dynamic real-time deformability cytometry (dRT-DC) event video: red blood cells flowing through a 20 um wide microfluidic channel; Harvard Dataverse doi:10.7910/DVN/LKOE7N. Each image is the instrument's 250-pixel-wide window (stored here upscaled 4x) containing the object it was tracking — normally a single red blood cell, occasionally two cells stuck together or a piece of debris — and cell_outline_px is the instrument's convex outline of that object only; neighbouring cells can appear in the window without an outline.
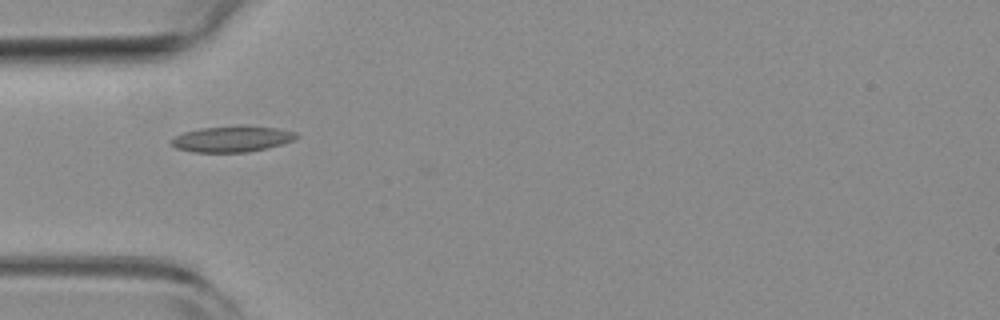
{"species": "common noctule bat (a hibernating species)", "species_latin": "Nyctalus noctula", "temperature_condition": "room temperature", "stored_images_in_passage": 38, "camera_frame_rate_fps": 3000, "um_per_image_px": 0.085, "animal": {"sex": "female", "body_mass_g": 19.3, "forearm_length_mm": 54.1}, "frame": {"image": 1, "passage_image": 1, "time_ms": 0.0, "image_size_px": [1000, 320], "cell_outline_px": [[300, 136], [292, 140], [268, 148], [248, 152], [196, 152], [176, 148], [168, 140], [184, 132], [200, 128], [236, 124], [244, 124], [276, 128], [296, 132]], "centroid_in_image_um": [19.73, 11.78], "position_along_channel_um": 65.3, "area_um2": 19.25}}
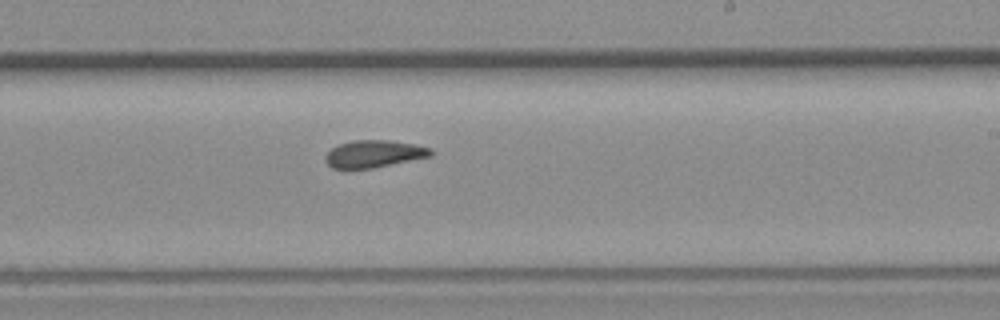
{"frame": {"image": 2, "passage_image": 16, "time_ms": 5.0, "image_size_px": [1000, 320], "cell_outline_px": [[432, 156], [372, 168], [332, 168], [324, 160], [324, 156], [332, 148], [340, 144], [352, 140], [388, 140], [412, 144], [432, 148]], "centroid_in_image_um": [31.78, 13.07], "position_along_channel_um": 257.2, "area_um2": 16.59}}
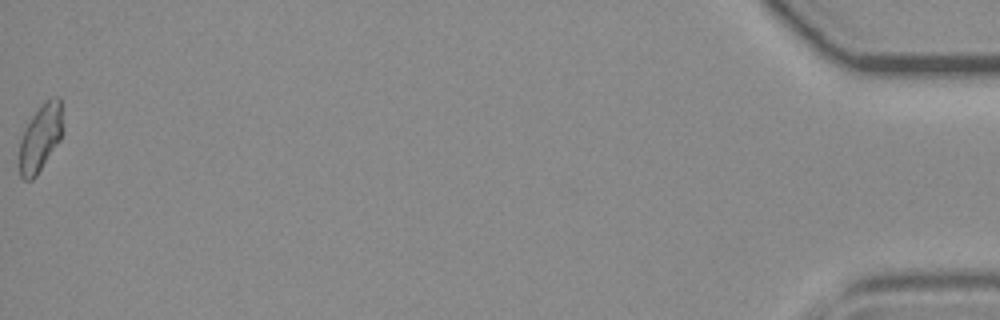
{"frame": {"image": 3, "passage_image": 38, "time_ms": 12.333, "image_size_px": [1000, 320], "cell_outline_px": [[64, 132], [60, 140], [36, 176], [32, 180], [24, 180], [20, 176], [20, 140], [32, 116], [52, 96], [60, 96], [64, 128]], "centroid_in_image_um": [3.48, 11.71], "position_along_channel_um": 431.7, "area_um2": 16.82}, "authors_computed_cell_mechanics": {"area_um2": 16.9354, "velocity_mm_per_s": 3.8428, "shape_relaxation_time_tau1_ms": null, "shape_relaxation_time_tau2_ms": 3.8764, "deformation_change_tau1": null, "deformation_change_tau2": 0.0945}}